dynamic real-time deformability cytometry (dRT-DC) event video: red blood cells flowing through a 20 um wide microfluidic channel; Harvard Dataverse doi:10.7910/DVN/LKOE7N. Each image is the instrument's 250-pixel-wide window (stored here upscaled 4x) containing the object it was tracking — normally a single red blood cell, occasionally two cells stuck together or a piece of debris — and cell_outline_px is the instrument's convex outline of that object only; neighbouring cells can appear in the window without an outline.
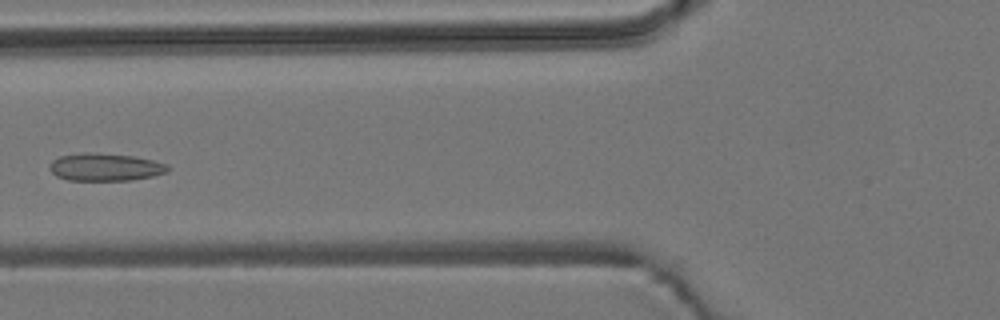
{"species": "common noctule bat (a hibernating species)", "species_latin": "Nyctalus noctula", "temperature_condition": "room temperature", "stored_images_in_passage": 6, "camera_frame_rate_fps": 3000, "um_per_image_px": 0.085, "animal": {"sex": "male", "body_mass_g": 19.2, "forearm_length_mm": 51.8}, "frame": {"image": 1, "passage_image": 5, "time_ms": 5.0, "image_size_px": [1000, 320], "cell_outline_px": [[172, 168], [168, 172], [152, 176], [132, 180], [68, 180], [56, 176], [48, 168], [52, 160], [60, 156], [84, 152], [88, 152], [136, 156], [168, 164]], "centroid_in_image_um": [8.97, 14.2], "position_along_channel_um": 116.8, "area_um2": 19.19}}
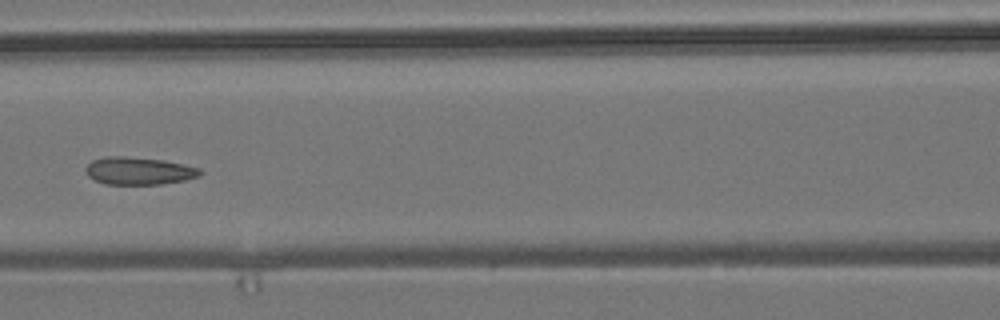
{"frame": {"image": 2, "passage_image": 6, "time_ms": 6.0, "image_size_px": [1000, 320], "cell_outline_px": [[204, 172], [200, 176], [184, 180], [160, 184], [104, 184], [88, 176], [84, 168], [92, 160], [104, 156], [124, 156], [164, 160], [184, 164], [200, 168]], "centroid_in_image_um": [11.81, 14.51], "position_along_channel_um": 154.8, "area_um2": 18.5}}